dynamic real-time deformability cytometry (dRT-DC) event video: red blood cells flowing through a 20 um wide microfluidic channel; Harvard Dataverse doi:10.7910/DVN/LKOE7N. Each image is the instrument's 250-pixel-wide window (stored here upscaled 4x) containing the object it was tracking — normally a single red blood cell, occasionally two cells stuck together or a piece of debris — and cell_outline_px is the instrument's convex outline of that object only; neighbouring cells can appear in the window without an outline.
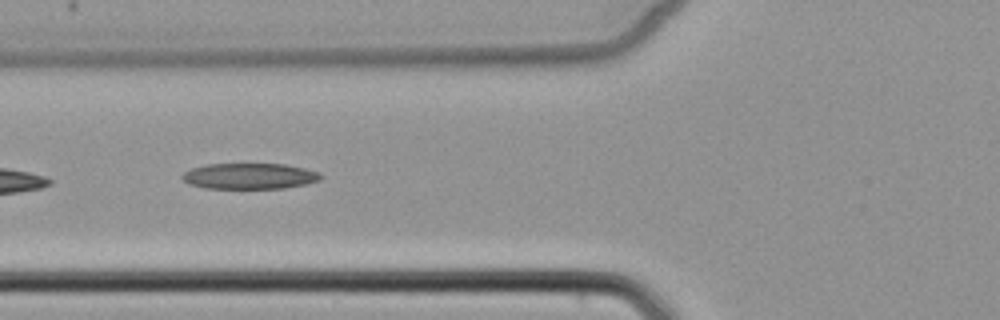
{"species": "common noctule bat (a hibernating species)", "species_latin": "Nyctalus noctula", "temperature_condition": "cold", "stored_images_in_passage": 7, "camera_frame_rate_fps": 3000, "um_per_image_px": 0.085, "animal": {"sex": "female", "body_mass_g": 22.7, "forearm_length_mm": 54.2}, "frame": {"image": 1, "passage_image": 6, "time_ms": 6.0, "image_size_px": [1000, 320], "cell_outline_px": [[324, 176], [320, 180], [308, 184], [284, 188], [204, 188], [188, 184], [180, 176], [184, 172], [192, 168], [208, 164], [284, 164], [304, 168], [320, 172]], "centroid_in_image_um": [21.24, 14.97], "position_along_channel_um": 104.6, "area_um2": 20.98}}
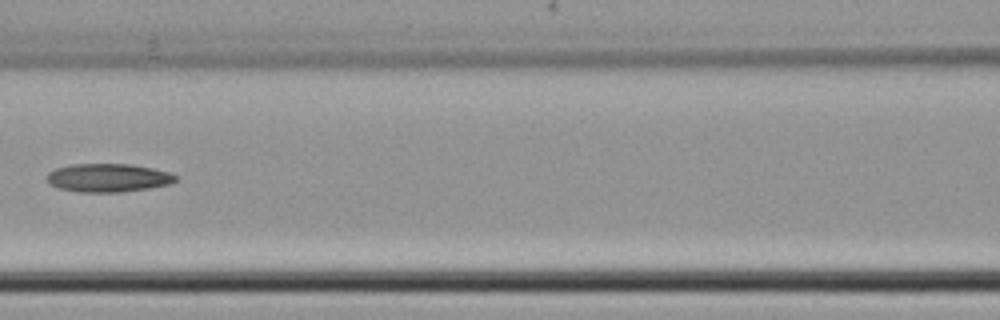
{"frame": {"image": 2, "passage_image": 7, "time_ms": 7.333, "image_size_px": [1000, 320], "cell_outline_px": [[176, 180], [168, 184], [148, 188], [120, 192], [80, 192], [60, 188], [48, 184], [44, 176], [48, 172], [56, 168], [72, 164], [132, 164], [152, 168], [168, 172], [176, 176]], "centroid_in_image_um": [9.12, 15.11], "position_along_channel_um": 157.5, "area_um2": 21.27}}